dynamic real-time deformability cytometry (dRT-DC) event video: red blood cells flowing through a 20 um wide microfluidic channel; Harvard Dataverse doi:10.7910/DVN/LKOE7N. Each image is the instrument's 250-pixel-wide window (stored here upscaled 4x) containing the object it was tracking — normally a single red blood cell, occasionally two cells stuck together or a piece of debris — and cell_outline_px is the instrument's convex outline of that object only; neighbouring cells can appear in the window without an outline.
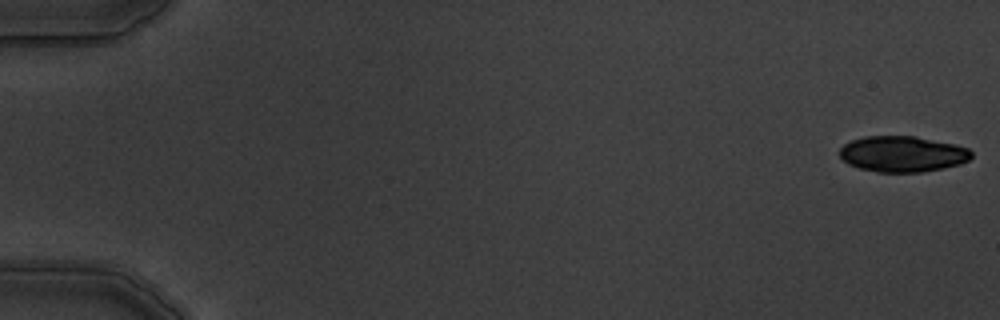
{"species": "common noctule bat (a hibernating species)", "species_latin": "Nyctalus noctula", "temperature_condition": "warm", "stored_images_in_passage": 7, "camera_frame_rate_fps": 3000, "um_per_image_px": 0.085, "animal": {"sex": "male", "body_mass_g": 19.5, "forearm_length_mm": 54.6}, "frame": {"image": 1, "passage_image": 1, "time_ms": 0.0, "image_size_px": [1000, 320], "cell_outline_px": [[972, 156], [968, 160], [960, 164], [944, 168], [920, 172], [876, 172], [860, 168], [848, 164], [840, 156], [840, 148], [844, 144], [852, 140], [864, 136], [916, 136], [952, 144], [968, 148], [972, 152]], "centroid_in_image_um": [76.7, 13.09], "position_along_channel_um": 8.3, "area_um2": 27.46}}
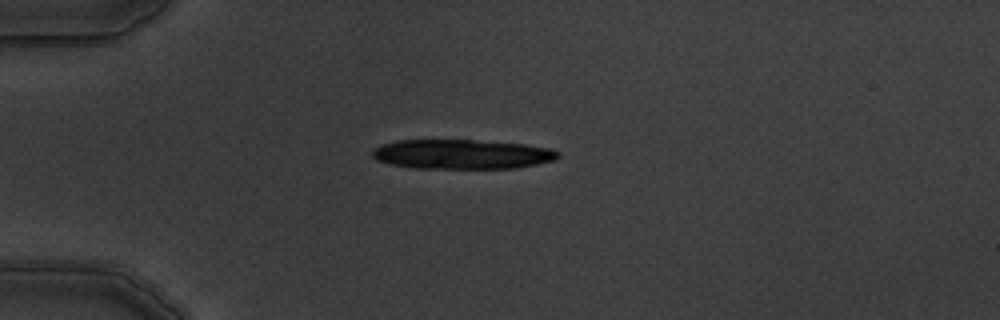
{"frame": {"image": 2, "passage_image": 5, "time_ms": 4.667, "image_size_px": [1000, 320], "cell_outline_px": [[560, 156], [556, 160], [516, 168], [416, 168], [392, 164], [376, 160], [372, 156], [372, 148], [396, 140], [472, 140], [524, 144], [552, 148], [560, 152]], "centroid_in_image_um": [39.29, 13.1], "position_along_channel_um": 45.7, "area_um2": 32.02}}